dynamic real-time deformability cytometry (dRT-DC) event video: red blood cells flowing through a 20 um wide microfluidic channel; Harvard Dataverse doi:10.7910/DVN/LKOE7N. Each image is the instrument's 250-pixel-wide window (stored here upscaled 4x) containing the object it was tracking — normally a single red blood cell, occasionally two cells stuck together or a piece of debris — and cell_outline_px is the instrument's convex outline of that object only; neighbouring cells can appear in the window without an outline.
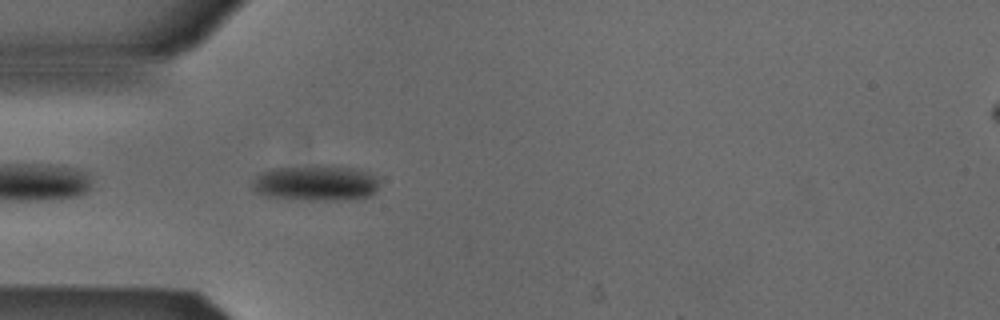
{"species": "Egyptian fruit bat (a non-hibernating species)", "species_latin": "Rousettus aegyptiacus", "temperature_condition": "cold", "stored_images_in_passage": 39, "camera_frame_rate_fps": 3000, "um_per_image_px": 0.085, "animal": {"sex": "male"}, "frame": {"image": 1, "passage_image": 2, "time_ms": 0.333, "image_size_px": [1000, 320], "cell_outline_px": [[380, 180], [376, 192], [368, 196], [336, 200], [312, 200], [268, 196], [256, 192], [252, 188], [252, 180], [260, 172], [272, 168], [316, 164], [320, 164], [356, 168], [368, 172], [376, 176]], "centroid_in_image_um": [26.84, 15.52], "position_along_channel_um": 58.2, "area_um2": 26.76}}
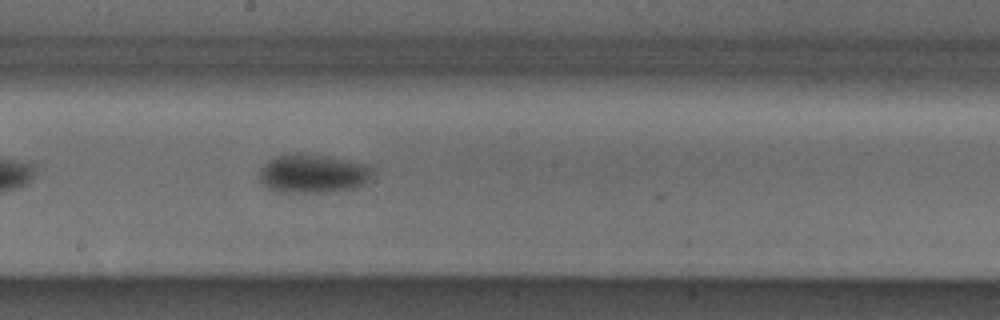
{"frame": {"image": 2, "passage_image": 15, "time_ms": 4.667, "image_size_px": [1000, 320], "cell_outline_px": [[372, 176], [364, 184], [352, 188], [320, 192], [280, 192], [268, 188], [260, 180], [260, 168], [272, 156], [296, 152], [328, 156], [364, 164], [372, 168]], "centroid_in_image_um": [26.55, 14.73], "position_along_channel_um": 221.6, "area_um2": 25.49}}
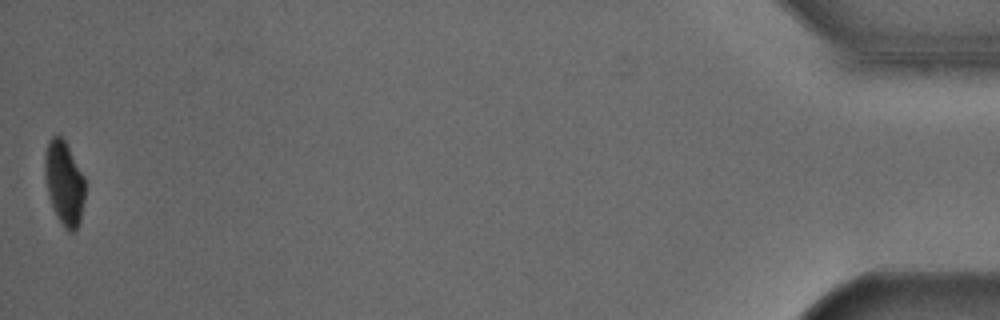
{"frame": {"image": 3, "passage_image": 39, "time_ms": 12.667, "image_size_px": [1000, 320], "cell_outline_px": [[84, 200], [80, 224], [72, 232], [68, 232], [64, 228], [52, 208], [44, 176], [44, 152], [48, 140], [52, 136], [60, 136], [64, 140], [84, 176]], "centroid_in_image_um": [5.44, 15.56], "position_along_channel_um": 429.8, "area_um2": 19.77}, "authors_computed_cell_mechanics": {"area_um2": 24.9118, "velocity_mm_per_s": 3.8624, "shape_relaxation_time_tau1_ms": 4.9434, "shape_relaxation_time_tau2_ms": 7.7975, "deformation_change_tau1": 0.103, "deformation_change_tau2": 0.0801}}